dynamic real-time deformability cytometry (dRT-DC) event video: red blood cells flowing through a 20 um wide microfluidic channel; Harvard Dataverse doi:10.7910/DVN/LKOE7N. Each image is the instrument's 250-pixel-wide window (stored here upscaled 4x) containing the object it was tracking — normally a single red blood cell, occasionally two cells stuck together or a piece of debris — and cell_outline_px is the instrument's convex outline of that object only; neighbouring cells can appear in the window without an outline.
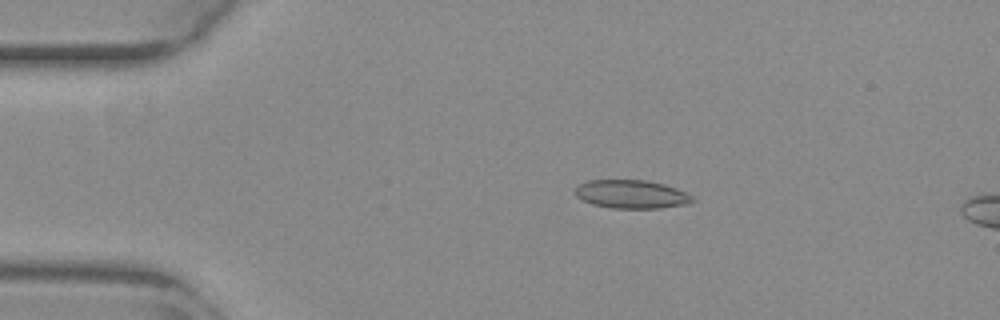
{"species": "common noctule bat (a hibernating species)", "species_latin": "Nyctalus noctula", "temperature_condition": "warm", "stored_images_in_passage": 37, "camera_frame_rate_fps": 3000, "um_per_image_px": 0.085, "animal": {"sex": "female", "body_mass_g": 29.2, "forearm_length_mm": 56.3}, "frame": {"image": 1, "passage_image": 2, "time_ms": 0.333, "image_size_px": [1000, 320], "cell_outline_px": [[696, 200], [692, 204], [660, 208], [612, 208], [592, 204], [576, 196], [576, 188], [580, 184], [588, 180], [648, 180], [664, 184], [676, 188], [692, 196]], "centroid_in_image_um": [53.73, 16.51], "position_along_channel_um": 31.3, "area_um2": 19.48}}
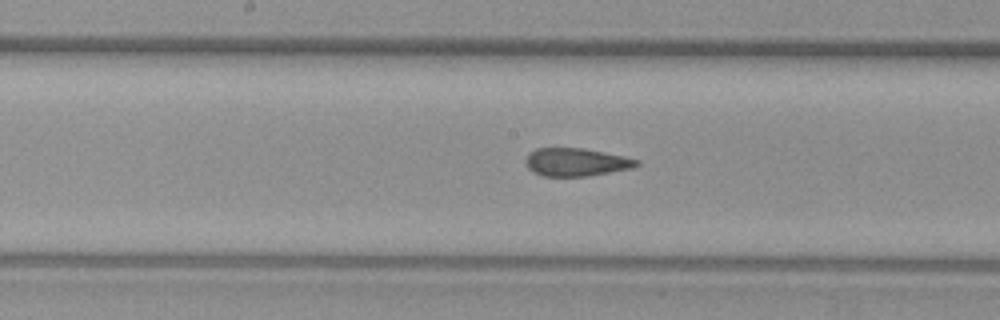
{"frame": {"image": 2, "passage_image": 19, "time_ms": 6.0, "image_size_px": [1000, 320], "cell_outline_px": [[640, 164], [632, 168], [588, 176], [544, 176], [532, 172], [528, 168], [524, 160], [528, 152], [536, 148], [584, 148], [624, 156], [640, 160]], "centroid_in_image_um": [48.95, 13.77], "position_along_channel_um": 199.3, "area_um2": 18.26}}
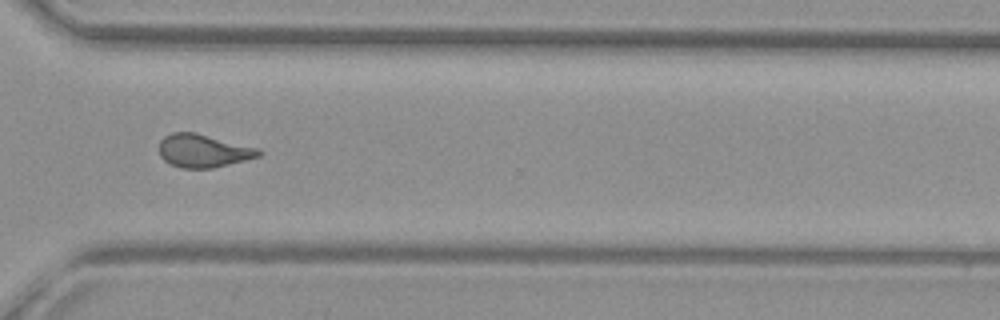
{"frame": {"image": 3, "passage_image": 31, "time_ms": 10.0, "image_size_px": [1000, 320], "cell_outline_px": [[264, 152], [260, 156], [212, 168], [180, 168], [164, 160], [160, 156], [160, 140], [164, 136], [172, 132], [196, 132], [260, 148]], "centroid_in_image_um": [17.3, 12.8], "position_along_channel_um": 353.3, "area_um2": 19.31}, "authors_computed_cell_mechanics": {"area_um2": 19.074, "velocity_mm_per_s": 3.8619, "shape_relaxation_time_tau1_ms": null, "shape_relaxation_time_tau2_ms": 1.4653, "deformation_change_tau1": null, "deformation_change_tau2": 0.0792}}